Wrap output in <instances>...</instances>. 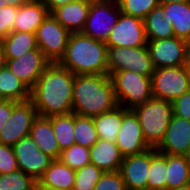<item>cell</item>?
Returning a JSON list of instances; mask_svg holds the SVG:
<instances>
[{
  "instance_id": "14",
  "label": "cell",
  "mask_w": 190,
  "mask_h": 190,
  "mask_svg": "<svg viewBox=\"0 0 190 190\" xmlns=\"http://www.w3.org/2000/svg\"><path fill=\"white\" fill-rule=\"evenodd\" d=\"M115 144L124 158L144 153L152 148L146 142L138 118L131 109L122 117Z\"/></svg>"
},
{
  "instance_id": "49",
  "label": "cell",
  "mask_w": 190,
  "mask_h": 190,
  "mask_svg": "<svg viewBox=\"0 0 190 190\" xmlns=\"http://www.w3.org/2000/svg\"><path fill=\"white\" fill-rule=\"evenodd\" d=\"M188 84H189V91H190V66H188Z\"/></svg>"
},
{
  "instance_id": "39",
  "label": "cell",
  "mask_w": 190,
  "mask_h": 190,
  "mask_svg": "<svg viewBox=\"0 0 190 190\" xmlns=\"http://www.w3.org/2000/svg\"><path fill=\"white\" fill-rule=\"evenodd\" d=\"M172 105L174 115L190 120V91L172 101Z\"/></svg>"
},
{
  "instance_id": "47",
  "label": "cell",
  "mask_w": 190,
  "mask_h": 190,
  "mask_svg": "<svg viewBox=\"0 0 190 190\" xmlns=\"http://www.w3.org/2000/svg\"><path fill=\"white\" fill-rule=\"evenodd\" d=\"M171 190H190V183L184 186H180L179 188L171 189Z\"/></svg>"
},
{
  "instance_id": "31",
  "label": "cell",
  "mask_w": 190,
  "mask_h": 190,
  "mask_svg": "<svg viewBox=\"0 0 190 190\" xmlns=\"http://www.w3.org/2000/svg\"><path fill=\"white\" fill-rule=\"evenodd\" d=\"M75 144L92 147L98 140V134L92 117L79 116L74 113Z\"/></svg>"
},
{
  "instance_id": "35",
  "label": "cell",
  "mask_w": 190,
  "mask_h": 190,
  "mask_svg": "<svg viewBox=\"0 0 190 190\" xmlns=\"http://www.w3.org/2000/svg\"><path fill=\"white\" fill-rule=\"evenodd\" d=\"M117 3L122 13L141 19L160 5L159 0H117Z\"/></svg>"
},
{
  "instance_id": "38",
  "label": "cell",
  "mask_w": 190,
  "mask_h": 190,
  "mask_svg": "<svg viewBox=\"0 0 190 190\" xmlns=\"http://www.w3.org/2000/svg\"><path fill=\"white\" fill-rule=\"evenodd\" d=\"M18 169L13 147L0 143V174H8Z\"/></svg>"
},
{
  "instance_id": "44",
  "label": "cell",
  "mask_w": 190,
  "mask_h": 190,
  "mask_svg": "<svg viewBox=\"0 0 190 190\" xmlns=\"http://www.w3.org/2000/svg\"><path fill=\"white\" fill-rule=\"evenodd\" d=\"M34 190H57L46 185L41 184L39 181L35 182Z\"/></svg>"
},
{
  "instance_id": "25",
  "label": "cell",
  "mask_w": 190,
  "mask_h": 190,
  "mask_svg": "<svg viewBox=\"0 0 190 190\" xmlns=\"http://www.w3.org/2000/svg\"><path fill=\"white\" fill-rule=\"evenodd\" d=\"M6 59L19 58L28 51L38 48L35 33L12 31L0 40Z\"/></svg>"
},
{
  "instance_id": "36",
  "label": "cell",
  "mask_w": 190,
  "mask_h": 190,
  "mask_svg": "<svg viewBox=\"0 0 190 190\" xmlns=\"http://www.w3.org/2000/svg\"><path fill=\"white\" fill-rule=\"evenodd\" d=\"M94 190H126L120 171L104 172Z\"/></svg>"
},
{
  "instance_id": "41",
  "label": "cell",
  "mask_w": 190,
  "mask_h": 190,
  "mask_svg": "<svg viewBox=\"0 0 190 190\" xmlns=\"http://www.w3.org/2000/svg\"><path fill=\"white\" fill-rule=\"evenodd\" d=\"M41 1L47 7L48 11L51 13L54 9H57L61 6H64L76 0H41Z\"/></svg>"
},
{
  "instance_id": "43",
  "label": "cell",
  "mask_w": 190,
  "mask_h": 190,
  "mask_svg": "<svg viewBox=\"0 0 190 190\" xmlns=\"http://www.w3.org/2000/svg\"><path fill=\"white\" fill-rule=\"evenodd\" d=\"M6 66V56L4 55L3 48L0 46V71Z\"/></svg>"
},
{
  "instance_id": "12",
  "label": "cell",
  "mask_w": 190,
  "mask_h": 190,
  "mask_svg": "<svg viewBox=\"0 0 190 190\" xmlns=\"http://www.w3.org/2000/svg\"><path fill=\"white\" fill-rule=\"evenodd\" d=\"M18 168L38 181L53 159L43 153L30 135L23 137L13 146Z\"/></svg>"
},
{
  "instance_id": "17",
  "label": "cell",
  "mask_w": 190,
  "mask_h": 190,
  "mask_svg": "<svg viewBox=\"0 0 190 190\" xmlns=\"http://www.w3.org/2000/svg\"><path fill=\"white\" fill-rule=\"evenodd\" d=\"M151 161V148L146 152L127 156L120 167L126 190H147L148 172Z\"/></svg>"
},
{
  "instance_id": "37",
  "label": "cell",
  "mask_w": 190,
  "mask_h": 190,
  "mask_svg": "<svg viewBox=\"0 0 190 190\" xmlns=\"http://www.w3.org/2000/svg\"><path fill=\"white\" fill-rule=\"evenodd\" d=\"M18 7L0 5V40L13 31Z\"/></svg>"
},
{
  "instance_id": "10",
  "label": "cell",
  "mask_w": 190,
  "mask_h": 190,
  "mask_svg": "<svg viewBox=\"0 0 190 190\" xmlns=\"http://www.w3.org/2000/svg\"><path fill=\"white\" fill-rule=\"evenodd\" d=\"M38 116L32 101H14L10 119L0 132V143L13 146L30 134L33 121Z\"/></svg>"
},
{
  "instance_id": "33",
  "label": "cell",
  "mask_w": 190,
  "mask_h": 190,
  "mask_svg": "<svg viewBox=\"0 0 190 190\" xmlns=\"http://www.w3.org/2000/svg\"><path fill=\"white\" fill-rule=\"evenodd\" d=\"M36 180L18 169L0 174V190H34Z\"/></svg>"
},
{
  "instance_id": "2",
  "label": "cell",
  "mask_w": 190,
  "mask_h": 190,
  "mask_svg": "<svg viewBox=\"0 0 190 190\" xmlns=\"http://www.w3.org/2000/svg\"><path fill=\"white\" fill-rule=\"evenodd\" d=\"M72 112L93 117L118 106L114 86L108 74L75 75Z\"/></svg>"
},
{
  "instance_id": "45",
  "label": "cell",
  "mask_w": 190,
  "mask_h": 190,
  "mask_svg": "<svg viewBox=\"0 0 190 190\" xmlns=\"http://www.w3.org/2000/svg\"><path fill=\"white\" fill-rule=\"evenodd\" d=\"M186 63L190 66V38L186 40Z\"/></svg>"
},
{
  "instance_id": "46",
  "label": "cell",
  "mask_w": 190,
  "mask_h": 190,
  "mask_svg": "<svg viewBox=\"0 0 190 190\" xmlns=\"http://www.w3.org/2000/svg\"><path fill=\"white\" fill-rule=\"evenodd\" d=\"M160 3H179V2H186L190 0H159Z\"/></svg>"
},
{
  "instance_id": "18",
  "label": "cell",
  "mask_w": 190,
  "mask_h": 190,
  "mask_svg": "<svg viewBox=\"0 0 190 190\" xmlns=\"http://www.w3.org/2000/svg\"><path fill=\"white\" fill-rule=\"evenodd\" d=\"M90 6L86 0H76L54 9L50 14L70 33H78L85 27Z\"/></svg>"
},
{
  "instance_id": "11",
  "label": "cell",
  "mask_w": 190,
  "mask_h": 190,
  "mask_svg": "<svg viewBox=\"0 0 190 190\" xmlns=\"http://www.w3.org/2000/svg\"><path fill=\"white\" fill-rule=\"evenodd\" d=\"M147 42L144 20L121 13L105 43L107 47H142Z\"/></svg>"
},
{
  "instance_id": "29",
  "label": "cell",
  "mask_w": 190,
  "mask_h": 190,
  "mask_svg": "<svg viewBox=\"0 0 190 190\" xmlns=\"http://www.w3.org/2000/svg\"><path fill=\"white\" fill-rule=\"evenodd\" d=\"M166 154L151 148V161L148 172L147 190H167Z\"/></svg>"
},
{
  "instance_id": "26",
  "label": "cell",
  "mask_w": 190,
  "mask_h": 190,
  "mask_svg": "<svg viewBox=\"0 0 190 190\" xmlns=\"http://www.w3.org/2000/svg\"><path fill=\"white\" fill-rule=\"evenodd\" d=\"M30 88L5 66L0 71V100L26 101Z\"/></svg>"
},
{
  "instance_id": "24",
  "label": "cell",
  "mask_w": 190,
  "mask_h": 190,
  "mask_svg": "<svg viewBox=\"0 0 190 190\" xmlns=\"http://www.w3.org/2000/svg\"><path fill=\"white\" fill-rule=\"evenodd\" d=\"M75 170H72L59 159L53 160L38 180L41 184L57 190H72Z\"/></svg>"
},
{
  "instance_id": "8",
  "label": "cell",
  "mask_w": 190,
  "mask_h": 190,
  "mask_svg": "<svg viewBox=\"0 0 190 190\" xmlns=\"http://www.w3.org/2000/svg\"><path fill=\"white\" fill-rule=\"evenodd\" d=\"M70 35L51 14L35 32L38 48L51 63H58L64 56Z\"/></svg>"
},
{
  "instance_id": "23",
  "label": "cell",
  "mask_w": 190,
  "mask_h": 190,
  "mask_svg": "<svg viewBox=\"0 0 190 190\" xmlns=\"http://www.w3.org/2000/svg\"><path fill=\"white\" fill-rule=\"evenodd\" d=\"M128 110L118 105L111 111L93 116V122L99 139L116 143L122 124V117Z\"/></svg>"
},
{
  "instance_id": "6",
  "label": "cell",
  "mask_w": 190,
  "mask_h": 190,
  "mask_svg": "<svg viewBox=\"0 0 190 190\" xmlns=\"http://www.w3.org/2000/svg\"><path fill=\"white\" fill-rule=\"evenodd\" d=\"M108 75L117 71H134L151 77L154 66L147 45L142 47H107Z\"/></svg>"
},
{
  "instance_id": "42",
  "label": "cell",
  "mask_w": 190,
  "mask_h": 190,
  "mask_svg": "<svg viewBox=\"0 0 190 190\" xmlns=\"http://www.w3.org/2000/svg\"><path fill=\"white\" fill-rule=\"evenodd\" d=\"M32 0H1V5L21 7Z\"/></svg>"
},
{
  "instance_id": "13",
  "label": "cell",
  "mask_w": 190,
  "mask_h": 190,
  "mask_svg": "<svg viewBox=\"0 0 190 190\" xmlns=\"http://www.w3.org/2000/svg\"><path fill=\"white\" fill-rule=\"evenodd\" d=\"M147 47L154 68L177 67L186 63V40L172 37L149 40Z\"/></svg>"
},
{
  "instance_id": "34",
  "label": "cell",
  "mask_w": 190,
  "mask_h": 190,
  "mask_svg": "<svg viewBox=\"0 0 190 190\" xmlns=\"http://www.w3.org/2000/svg\"><path fill=\"white\" fill-rule=\"evenodd\" d=\"M104 172L94 164H88L75 171L72 190H94Z\"/></svg>"
},
{
  "instance_id": "22",
  "label": "cell",
  "mask_w": 190,
  "mask_h": 190,
  "mask_svg": "<svg viewBox=\"0 0 190 190\" xmlns=\"http://www.w3.org/2000/svg\"><path fill=\"white\" fill-rule=\"evenodd\" d=\"M167 21L172 24L177 38H190V1L179 3H160Z\"/></svg>"
},
{
  "instance_id": "5",
  "label": "cell",
  "mask_w": 190,
  "mask_h": 190,
  "mask_svg": "<svg viewBox=\"0 0 190 190\" xmlns=\"http://www.w3.org/2000/svg\"><path fill=\"white\" fill-rule=\"evenodd\" d=\"M119 106L132 109L152 98L151 77L134 71H117L110 75Z\"/></svg>"
},
{
  "instance_id": "50",
  "label": "cell",
  "mask_w": 190,
  "mask_h": 190,
  "mask_svg": "<svg viewBox=\"0 0 190 190\" xmlns=\"http://www.w3.org/2000/svg\"><path fill=\"white\" fill-rule=\"evenodd\" d=\"M186 157H187V160H188V162H189V164H190V150L188 151Z\"/></svg>"
},
{
  "instance_id": "48",
  "label": "cell",
  "mask_w": 190,
  "mask_h": 190,
  "mask_svg": "<svg viewBox=\"0 0 190 190\" xmlns=\"http://www.w3.org/2000/svg\"><path fill=\"white\" fill-rule=\"evenodd\" d=\"M89 3H100V2H109L112 0H86Z\"/></svg>"
},
{
  "instance_id": "3",
  "label": "cell",
  "mask_w": 190,
  "mask_h": 190,
  "mask_svg": "<svg viewBox=\"0 0 190 190\" xmlns=\"http://www.w3.org/2000/svg\"><path fill=\"white\" fill-rule=\"evenodd\" d=\"M108 48L82 32L71 33L64 56L58 64L75 75L108 74Z\"/></svg>"
},
{
  "instance_id": "21",
  "label": "cell",
  "mask_w": 190,
  "mask_h": 190,
  "mask_svg": "<svg viewBox=\"0 0 190 190\" xmlns=\"http://www.w3.org/2000/svg\"><path fill=\"white\" fill-rule=\"evenodd\" d=\"M49 14L41 0H32L18 8L13 31L35 33Z\"/></svg>"
},
{
  "instance_id": "9",
  "label": "cell",
  "mask_w": 190,
  "mask_h": 190,
  "mask_svg": "<svg viewBox=\"0 0 190 190\" xmlns=\"http://www.w3.org/2000/svg\"><path fill=\"white\" fill-rule=\"evenodd\" d=\"M121 13L117 1L91 3L82 33L95 40L106 42Z\"/></svg>"
},
{
  "instance_id": "20",
  "label": "cell",
  "mask_w": 190,
  "mask_h": 190,
  "mask_svg": "<svg viewBox=\"0 0 190 190\" xmlns=\"http://www.w3.org/2000/svg\"><path fill=\"white\" fill-rule=\"evenodd\" d=\"M90 163L103 172L119 171L124 159L115 143L99 139L89 148Z\"/></svg>"
},
{
  "instance_id": "32",
  "label": "cell",
  "mask_w": 190,
  "mask_h": 190,
  "mask_svg": "<svg viewBox=\"0 0 190 190\" xmlns=\"http://www.w3.org/2000/svg\"><path fill=\"white\" fill-rule=\"evenodd\" d=\"M59 160L72 170H78L90 164L89 148L73 144L70 148L61 151Z\"/></svg>"
},
{
  "instance_id": "30",
  "label": "cell",
  "mask_w": 190,
  "mask_h": 190,
  "mask_svg": "<svg viewBox=\"0 0 190 190\" xmlns=\"http://www.w3.org/2000/svg\"><path fill=\"white\" fill-rule=\"evenodd\" d=\"M49 118L60 150L63 151L75 144L74 113L54 115Z\"/></svg>"
},
{
  "instance_id": "1",
  "label": "cell",
  "mask_w": 190,
  "mask_h": 190,
  "mask_svg": "<svg viewBox=\"0 0 190 190\" xmlns=\"http://www.w3.org/2000/svg\"><path fill=\"white\" fill-rule=\"evenodd\" d=\"M75 74L58 63H50L30 89V100L38 115L50 117L72 113Z\"/></svg>"
},
{
  "instance_id": "4",
  "label": "cell",
  "mask_w": 190,
  "mask_h": 190,
  "mask_svg": "<svg viewBox=\"0 0 190 190\" xmlns=\"http://www.w3.org/2000/svg\"><path fill=\"white\" fill-rule=\"evenodd\" d=\"M131 110L138 118L146 142L156 148L163 140L173 115L172 102L152 97Z\"/></svg>"
},
{
  "instance_id": "16",
  "label": "cell",
  "mask_w": 190,
  "mask_h": 190,
  "mask_svg": "<svg viewBox=\"0 0 190 190\" xmlns=\"http://www.w3.org/2000/svg\"><path fill=\"white\" fill-rule=\"evenodd\" d=\"M156 150L162 154L186 156L190 150V120L173 114Z\"/></svg>"
},
{
  "instance_id": "40",
  "label": "cell",
  "mask_w": 190,
  "mask_h": 190,
  "mask_svg": "<svg viewBox=\"0 0 190 190\" xmlns=\"http://www.w3.org/2000/svg\"><path fill=\"white\" fill-rule=\"evenodd\" d=\"M14 108V101L0 100V132L10 119Z\"/></svg>"
},
{
  "instance_id": "28",
  "label": "cell",
  "mask_w": 190,
  "mask_h": 190,
  "mask_svg": "<svg viewBox=\"0 0 190 190\" xmlns=\"http://www.w3.org/2000/svg\"><path fill=\"white\" fill-rule=\"evenodd\" d=\"M167 190L190 183V164L186 156L166 154Z\"/></svg>"
},
{
  "instance_id": "15",
  "label": "cell",
  "mask_w": 190,
  "mask_h": 190,
  "mask_svg": "<svg viewBox=\"0 0 190 190\" xmlns=\"http://www.w3.org/2000/svg\"><path fill=\"white\" fill-rule=\"evenodd\" d=\"M50 63L39 48L28 51L19 58L6 59L8 69L30 89Z\"/></svg>"
},
{
  "instance_id": "7",
  "label": "cell",
  "mask_w": 190,
  "mask_h": 190,
  "mask_svg": "<svg viewBox=\"0 0 190 190\" xmlns=\"http://www.w3.org/2000/svg\"><path fill=\"white\" fill-rule=\"evenodd\" d=\"M152 97L174 101L189 91L188 65L155 68L151 76Z\"/></svg>"
},
{
  "instance_id": "27",
  "label": "cell",
  "mask_w": 190,
  "mask_h": 190,
  "mask_svg": "<svg viewBox=\"0 0 190 190\" xmlns=\"http://www.w3.org/2000/svg\"><path fill=\"white\" fill-rule=\"evenodd\" d=\"M163 8H154L143 20L147 40H159L175 37L172 24L167 21Z\"/></svg>"
},
{
  "instance_id": "19",
  "label": "cell",
  "mask_w": 190,
  "mask_h": 190,
  "mask_svg": "<svg viewBox=\"0 0 190 190\" xmlns=\"http://www.w3.org/2000/svg\"><path fill=\"white\" fill-rule=\"evenodd\" d=\"M29 135L43 153L53 160L59 159L61 150L49 117L38 115L33 121Z\"/></svg>"
}]
</instances>
